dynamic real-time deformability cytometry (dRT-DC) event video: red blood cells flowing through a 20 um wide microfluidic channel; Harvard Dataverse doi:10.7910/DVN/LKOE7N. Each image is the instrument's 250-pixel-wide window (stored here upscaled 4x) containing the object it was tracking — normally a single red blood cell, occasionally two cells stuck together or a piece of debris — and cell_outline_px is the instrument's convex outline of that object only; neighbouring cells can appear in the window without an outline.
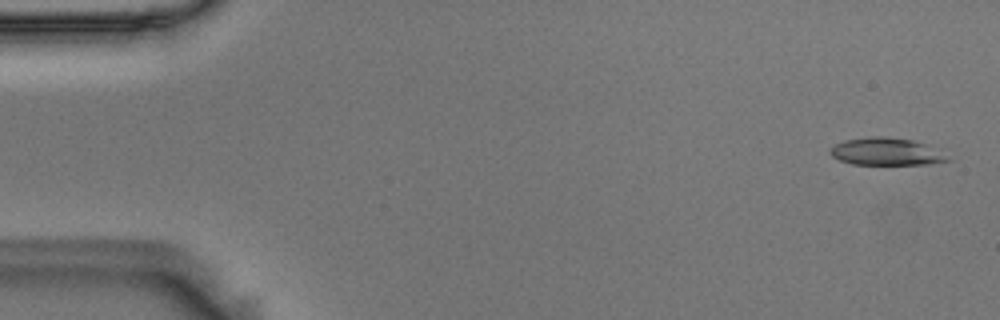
{"species": "Egyptian fruit bat (a non-hibernating species)", "species_latin": "Rousettus aegyptiacus", "temperature_condition": "room temperature", "stored_images_in_passage": 55, "camera_frame_rate_fps": 3000, "um_per_image_px": 0.085, "animal": {"sex": "male"}, "frame": {"image": 1, "passage_image": 2, "time_ms": 0.333, "image_size_px": [1000, 320], "cell_outline_px": [[952, 160], [928, 164], [852, 164], [840, 160], [832, 156], [828, 152], [828, 148], [844, 140], [872, 136], [884, 136], [912, 140], [924, 144]], "centroid_in_image_um": [75.23, 12.88], "position_along_channel_um": 9.8, "area_um2": 18.44}}
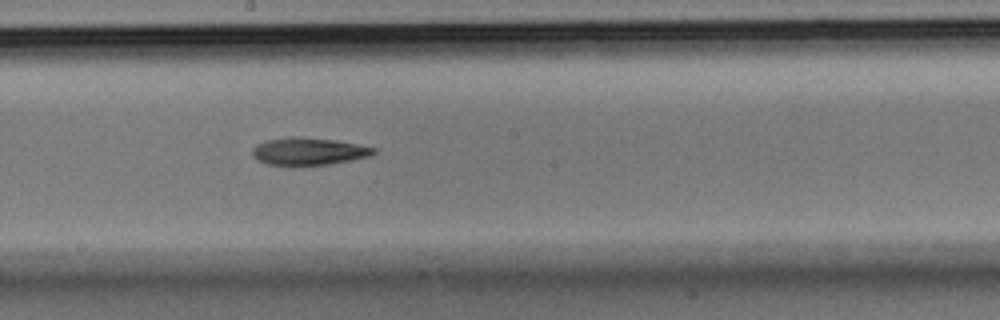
{"frame": {"image": 2, "passage_image": 30, "time_ms": 9.667, "image_size_px": [1000, 320], "cell_outline_px": [[376, 152], [368, 156], [352, 160], [328, 164], [268, 164], [256, 160], [252, 156], [252, 148], [256, 144], [264, 140], [292, 136], [296, 136], [336, 140], [376, 148]], "centroid_in_image_um": [26.19, 12.84], "position_along_channel_um": 222.0, "area_um2": 19.19}}
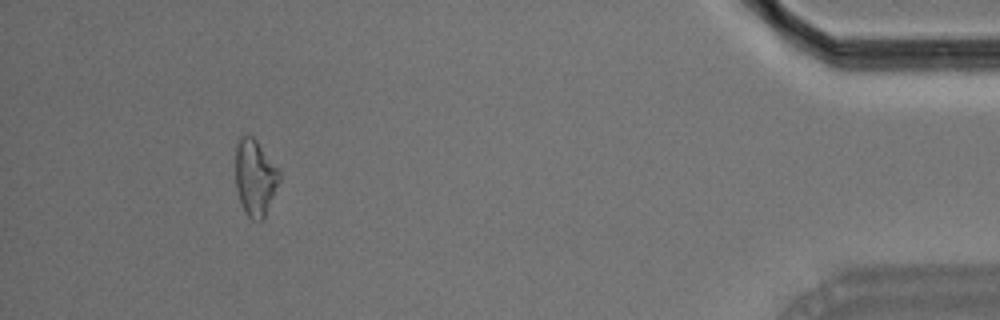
{"frame": {"image": 3, "passage_image": 51, "time_ms": 16.667, "image_size_px": [1000, 320], "cell_outline_px": [[280, 180], [264, 220], [252, 220], [244, 212], [236, 188], [236, 140], [240, 136], [252, 136], [256, 140], [280, 172]], "centroid_in_image_um": [21.67, 15.12], "position_along_channel_um": 413.5, "area_um2": 19.42}}